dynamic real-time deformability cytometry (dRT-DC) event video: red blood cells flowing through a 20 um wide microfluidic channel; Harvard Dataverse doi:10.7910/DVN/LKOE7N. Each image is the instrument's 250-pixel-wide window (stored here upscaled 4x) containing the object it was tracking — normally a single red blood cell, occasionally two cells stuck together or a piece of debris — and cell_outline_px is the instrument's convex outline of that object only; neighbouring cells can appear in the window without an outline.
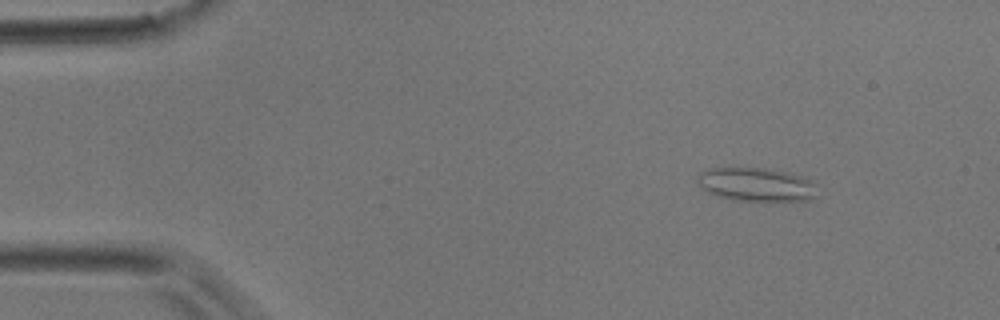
{"species": "common noctule bat (a hibernating species)", "species_latin": "Nyctalus noctula", "temperature_condition": "room temperature", "stored_images_in_passage": 44, "camera_frame_rate_fps": 3000, "um_per_image_px": 0.085, "animal": {"sex": "male", "body_mass_g": 17.9}, "frame": {"image": 1, "passage_image": 5, "time_ms": 1.333, "image_size_px": [1000, 320], "cell_outline_px": [[820, 196], [812, 200], [732, 200], [716, 196], [708, 192], [696, 180], [696, 176], [700, 172], [708, 168], [764, 168], [788, 172], [812, 180], [816, 184]], "centroid_in_image_um": [64.34, 15.68], "position_along_channel_um": 20.7, "area_um2": 23.7}}
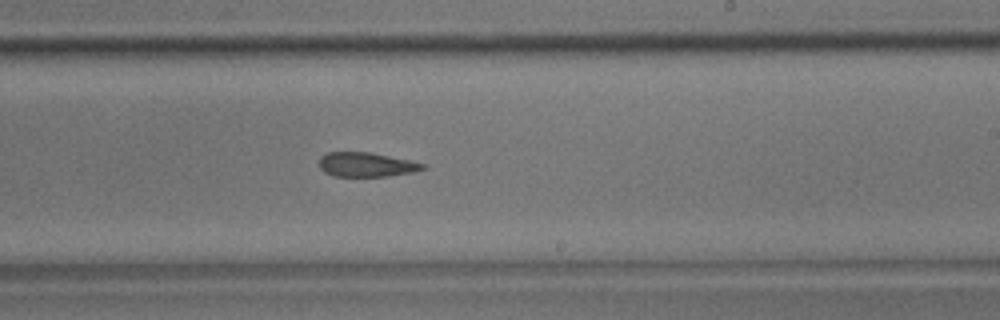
{"frame": {"image": 2, "passage_image": 26, "time_ms": 8.333, "image_size_px": [1000, 320], "cell_outline_px": [[428, 168], [412, 172], [388, 176], [332, 176], [324, 172], [320, 168], [320, 156], [328, 152], [368, 152], [408, 160], [424, 164]], "centroid_in_image_um": [31.11, 13.99], "position_along_channel_um": 257.9, "area_um2": 14.57}}
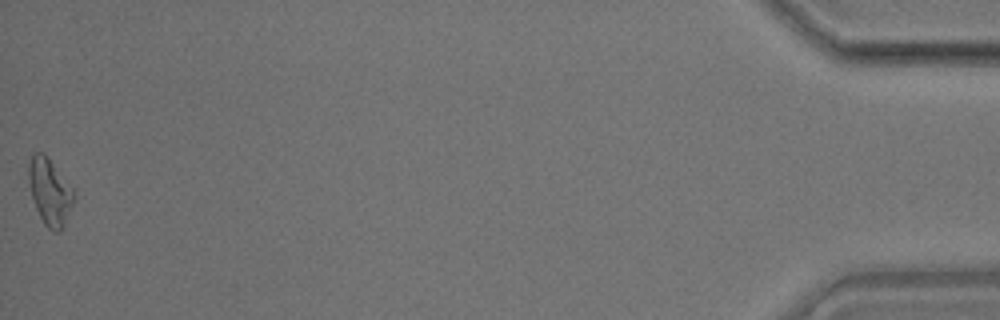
{"frame": {"image": 3, "passage_image": 44, "time_ms": 14.333, "image_size_px": [1000, 320], "cell_outline_px": [[76, 196], [64, 224], [60, 232], [52, 232], [44, 224], [36, 208], [32, 196], [28, 180], [28, 164], [32, 152], [44, 152], [48, 156], [76, 188]], "centroid_in_image_um": [4.27, 16.24], "position_along_channel_um": 430.9, "area_um2": 18.15}}